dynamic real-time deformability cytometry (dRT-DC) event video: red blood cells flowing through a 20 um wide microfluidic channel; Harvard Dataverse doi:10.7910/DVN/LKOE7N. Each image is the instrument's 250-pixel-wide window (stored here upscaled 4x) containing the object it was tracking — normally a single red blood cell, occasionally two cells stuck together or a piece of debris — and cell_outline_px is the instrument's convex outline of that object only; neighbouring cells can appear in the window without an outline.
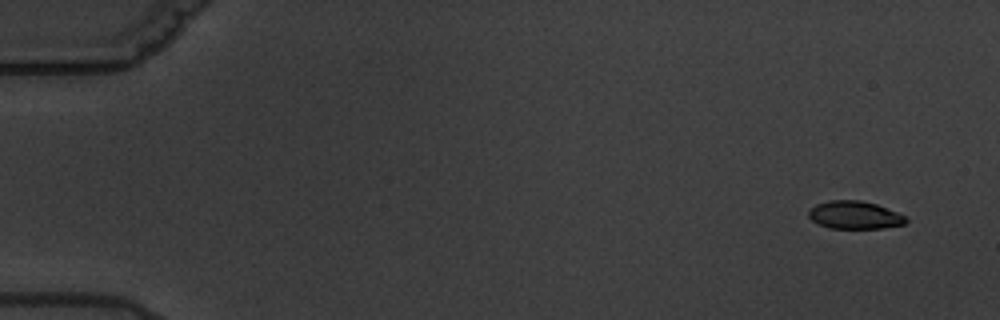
{"species": "common noctule bat (a hibernating species)", "species_latin": "Nyctalus noctula", "temperature_condition": "warm", "stored_images_in_passage": 7, "camera_frame_rate_fps": 3000, "um_per_image_px": 0.085, "animal": {"sex": "male", "body_mass_g": 19.5, "forearm_length_mm": 54.6}, "frame": {"image": 1, "passage_image": 1, "time_ms": 0.0, "image_size_px": [1000, 320], "cell_outline_px": [[908, 220], [904, 224], [880, 228], [828, 228], [816, 224], [808, 216], [808, 208], [816, 204], [828, 200], [860, 200], [876, 204], [896, 212], [904, 216]], "centroid_in_image_um": [72.57, 18.27], "position_along_channel_um": 12.4, "area_um2": 15.84}}
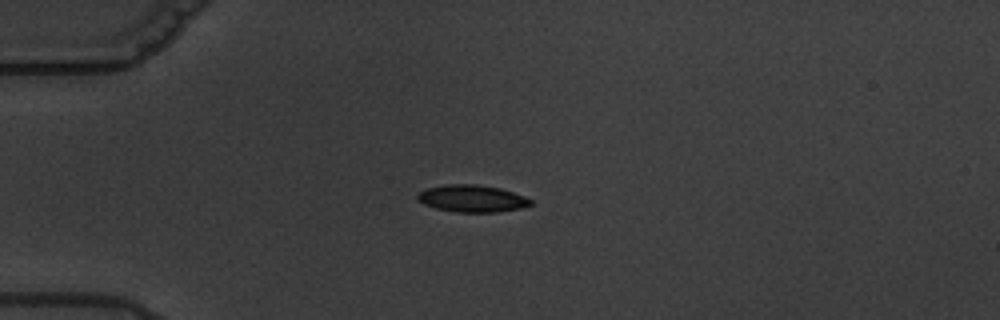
{"frame": {"image": 2, "passage_image": 5, "time_ms": 4.333, "image_size_px": [1000, 320], "cell_outline_px": [[532, 204], [520, 208], [496, 212], [456, 212], [436, 208], [424, 204], [416, 200], [416, 196], [420, 192], [428, 188], [444, 184], [476, 184], [500, 188], [524, 196], [532, 200]], "centroid_in_image_um": [40.1, 16.87], "position_along_channel_um": 44.9, "area_um2": 17.8}}